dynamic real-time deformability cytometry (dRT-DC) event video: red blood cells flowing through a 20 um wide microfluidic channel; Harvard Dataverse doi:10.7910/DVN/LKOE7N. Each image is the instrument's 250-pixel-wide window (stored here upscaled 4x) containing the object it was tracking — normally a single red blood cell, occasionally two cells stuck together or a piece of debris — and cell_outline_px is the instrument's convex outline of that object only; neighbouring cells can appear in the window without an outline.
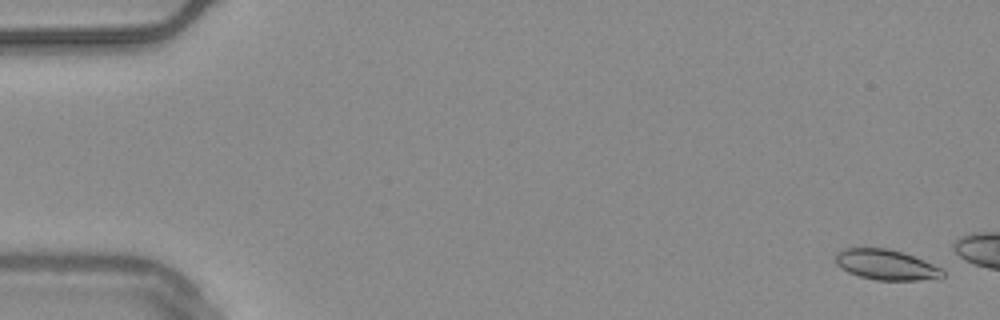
{"species": "common noctule bat (a hibernating species)", "species_latin": "Nyctalus noctula", "temperature_condition": "warm", "stored_images_in_passage": 11, "camera_frame_rate_fps": 3000, "um_per_image_px": 0.085, "animal": {"sex": "male", "body_mass_g": 20.4}, "frame": {"image": 1, "passage_image": 2, "time_ms": 0.333, "image_size_px": [1000, 320], "cell_outline_px": [[944, 276], [940, 280], [876, 280], [860, 276], [848, 272], [840, 268], [836, 264], [836, 252], [844, 248], [888, 248], [912, 256], [932, 264], [940, 268], [944, 272]], "centroid_in_image_um": [75.32, 22.52], "position_along_channel_um": 9.7, "area_um2": 18.96}}